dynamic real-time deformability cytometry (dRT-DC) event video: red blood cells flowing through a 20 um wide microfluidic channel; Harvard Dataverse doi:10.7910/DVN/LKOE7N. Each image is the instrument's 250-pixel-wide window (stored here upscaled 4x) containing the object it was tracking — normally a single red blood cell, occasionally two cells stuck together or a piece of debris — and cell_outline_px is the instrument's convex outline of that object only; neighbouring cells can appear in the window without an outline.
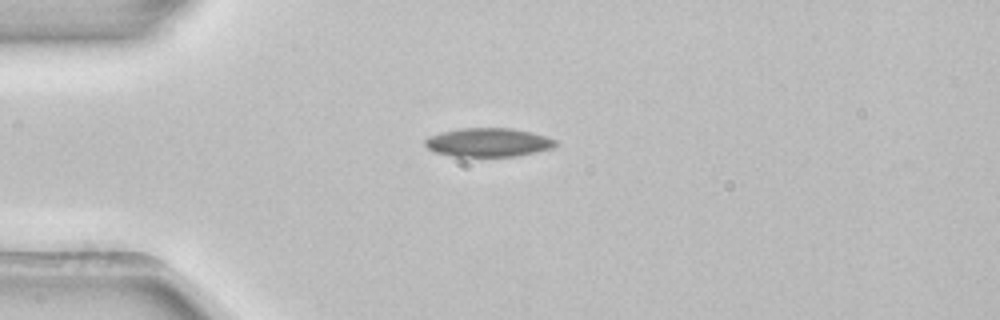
{"species": "common noctule bat (a hibernating species)", "species_latin": "Nyctalus noctula", "temperature_condition": "room temperature", "stored_images_in_passage": 4, "camera_frame_rate_fps": 3000, "um_per_image_px": 0.085, "animal": {"sex": "female", "body_mass_g": 22.7, "forearm_length_mm": 54.2}, "frame": {"image": 1, "passage_image": 3, "time_ms": 0.667, "image_size_px": [1000, 320], "cell_outline_px": [[560, 140], [552, 148], [516, 156], [452, 156], [436, 152], [428, 148], [424, 144], [424, 140], [428, 136], [440, 132], [460, 128], [512, 128], [532, 132], [548, 136]], "centroid_in_image_um": [41.52, 12.09], "position_along_channel_um": 43.5, "area_um2": 21.96}}